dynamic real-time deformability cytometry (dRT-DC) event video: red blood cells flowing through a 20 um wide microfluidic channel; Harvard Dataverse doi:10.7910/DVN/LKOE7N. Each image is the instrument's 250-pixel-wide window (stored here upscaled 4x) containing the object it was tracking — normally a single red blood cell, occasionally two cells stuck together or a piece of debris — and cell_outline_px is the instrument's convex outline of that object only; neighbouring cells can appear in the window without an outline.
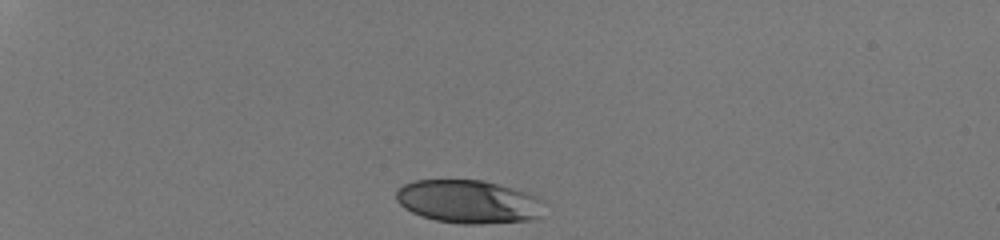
{"species": "human", "species_latin": "Homo sapiens", "temperature_condition": "room temperature", "stored_images_in_passage": 32, "camera_frame_rate_fps": 3000, "um_per_image_px": 0.085, "donor": {"sex": "male"}, "frame": {"image": 1, "passage_image": 1, "time_ms": 0.0, "image_size_px": [1000, 240], "cell_outline_px": [[540, 216], [532, 220], [480, 224], [464, 224], [436, 220], [420, 216], [404, 208], [396, 200], [396, 192], [404, 184], [416, 180], [484, 180], [512, 188], [536, 196], [540, 200]], "centroid_in_image_um": [39.77, 17.14], "position_along_channel_um": 45.2, "area_um2": 36.99}}
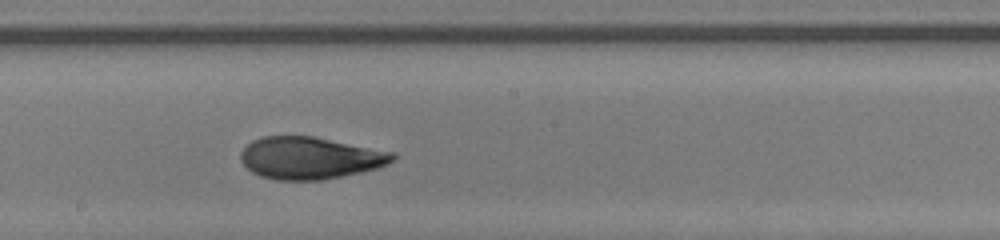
{"frame": {"image": 2, "passage_image": 19, "time_ms": 6.0, "image_size_px": [1000, 240], "cell_outline_px": [[396, 156], [388, 164], [376, 168], [360, 172], [324, 180], [276, 180], [260, 176], [252, 172], [240, 160], [240, 152], [252, 140], [264, 136], [312, 136], [396, 152]], "centroid_in_image_um": [26.35, 13.43], "position_along_channel_um": 221.9, "area_um2": 37.34}}
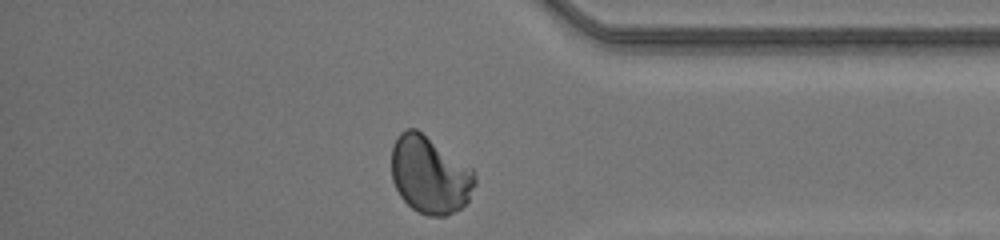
{"frame": {"image": 3, "passage_image": 32, "time_ms": 10.333, "image_size_px": [1000, 240], "cell_outline_px": [[476, 184], [468, 200], [460, 208], [448, 216], [428, 216], [412, 208], [400, 196], [392, 180], [392, 148], [400, 132], [408, 128], [416, 128], [472, 168], [476, 180]], "centroid_in_image_um": [36.54, 14.87], "position_along_channel_um": 398.7, "area_um2": 37.45}, "authors_computed_cell_mechanics": {"area_um2": 37.3099, "velocity_mm_per_s": 4.2249, "shape_relaxation_time_tau1_ms": 7.0928, "shape_relaxation_time_tau2_ms": 0.7857, "deformation_change_tau1": 0.25, "deformation_change_tau2": 0.0525}}